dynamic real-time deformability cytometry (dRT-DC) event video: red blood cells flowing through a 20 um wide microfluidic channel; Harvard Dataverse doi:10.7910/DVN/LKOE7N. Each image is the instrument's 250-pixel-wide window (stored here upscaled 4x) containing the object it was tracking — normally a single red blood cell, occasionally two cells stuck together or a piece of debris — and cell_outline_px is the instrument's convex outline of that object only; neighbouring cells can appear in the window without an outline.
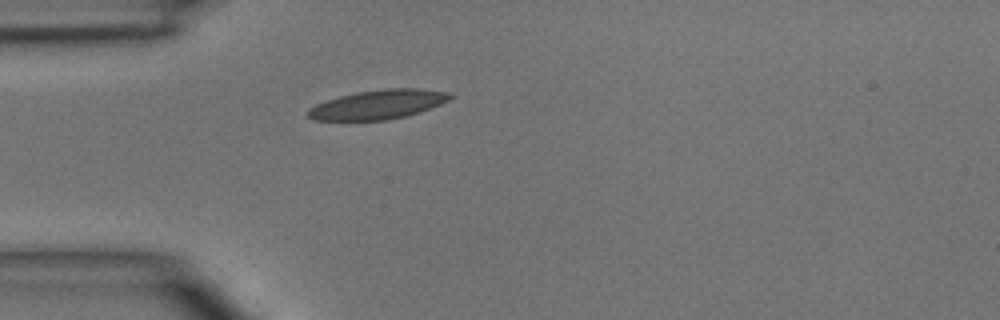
{"species": "common noctule bat (a hibernating species)", "species_latin": "Nyctalus noctula", "temperature_condition": "room temperature", "stored_images_in_passage": 1, "camera_frame_rate_fps": 3000, "um_per_image_px": 0.085, "animal": {"sex": "male", "body_mass_g": 15.6}, "frame": {"image": 1, "passage_image": 1, "time_ms": 0.0, "image_size_px": [1000, 320], "cell_outline_px": [[452, 96], [448, 100], [440, 104], [420, 112], [388, 120], [312, 120], [308, 116], [308, 108], [316, 104], [340, 96], [356, 92], [384, 88], [420, 88], [448, 92]], "centroid_in_image_um": [32.13, 8.88], "position_along_channel_um": 52.9, "area_um2": 24.1}}